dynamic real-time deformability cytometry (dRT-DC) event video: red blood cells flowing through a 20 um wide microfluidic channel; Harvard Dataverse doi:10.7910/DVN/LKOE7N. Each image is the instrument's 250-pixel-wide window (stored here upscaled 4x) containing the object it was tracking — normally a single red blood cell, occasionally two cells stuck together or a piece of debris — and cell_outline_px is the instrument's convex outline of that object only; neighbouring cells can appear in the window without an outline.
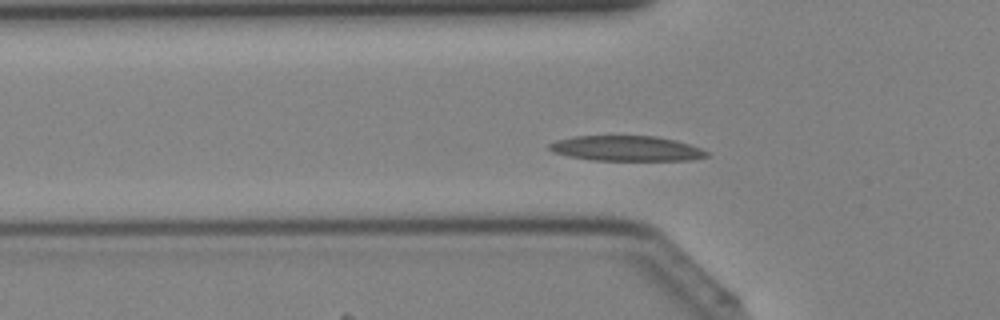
{"species": "Egyptian fruit bat (a non-hibernating species)", "species_latin": "Rousettus aegyptiacus", "temperature_condition": "cold", "stored_images_in_passage": 39, "camera_frame_rate_fps": 3000, "um_per_image_px": 0.085, "animal": {"sex": "female"}, "frame": {"image": 1, "passage_image": 11, "time_ms": 3.333, "image_size_px": [1000, 320], "cell_outline_px": [[708, 156], [692, 160], [592, 160], [568, 156], [552, 152], [548, 148], [548, 144], [556, 140], [572, 136], [656, 136], [676, 140], [700, 148], [708, 152]], "centroid_in_image_um": [53.21, 12.61], "position_along_channel_um": 72.6, "area_um2": 23.12}}
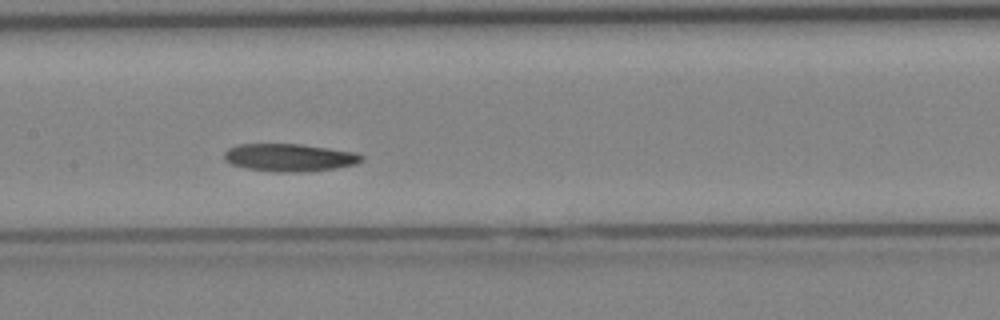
{"frame": {"image": 2, "passage_image": 18, "time_ms": 5.667, "image_size_px": [1000, 320], "cell_outline_px": [[364, 160], [356, 164], [336, 168], [304, 172], [276, 172], [248, 168], [232, 164], [224, 160], [224, 152], [228, 148], [236, 144], [300, 144], [356, 152], [364, 156]], "centroid_in_image_um": [24.62, 13.39], "position_along_channel_um": 182.8, "area_um2": 22.25}}
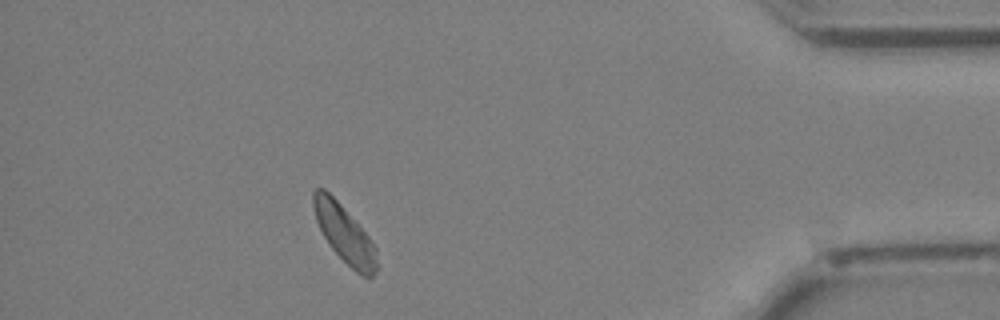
{"frame": {"image": 3, "passage_image": 35, "time_ms": 11.333, "image_size_px": [1000, 320], "cell_outline_px": [[376, 272], [372, 276], [360, 276], [328, 244], [316, 220], [312, 204], [312, 192], [316, 188], [324, 188], [340, 204], [368, 236], [376, 248]], "centroid_in_image_um": [29.25, 19.86], "position_along_channel_um": 406.0, "area_um2": 20.69}}